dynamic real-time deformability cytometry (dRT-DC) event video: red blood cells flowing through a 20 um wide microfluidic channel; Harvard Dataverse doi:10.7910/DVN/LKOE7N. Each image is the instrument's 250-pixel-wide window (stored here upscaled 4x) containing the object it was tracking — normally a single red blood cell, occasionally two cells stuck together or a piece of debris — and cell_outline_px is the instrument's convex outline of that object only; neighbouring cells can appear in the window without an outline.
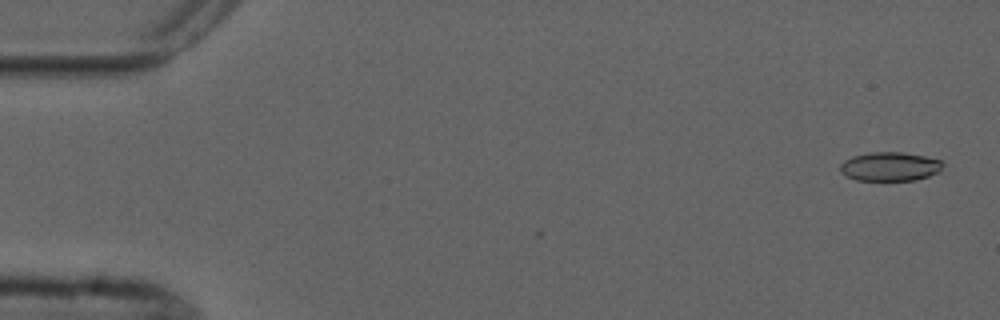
{"species": "common noctule bat (a hibernating species)", "species_latin": "Nyctalus noctula", "temperature_condition": "cold", "stored_images_in_passage": 2, "camera_frame_rate_fps": 3000, "um_per_image_px": 0.085, "animal": {"sex": "male", "forearm_length_mm": 52.5}, "frame": {"image": 1, "passage_image": 1, "time_ms": 0.0, "image_size_px": [1000, 320], "cell_outline_px": [[944, 164], [940, 172], [916, 180], [856, 180], [844, 176], [840, 172], [840, 164], [844, 160], [852, 156], [872, 152], [900, 152], [924, 156], [940, 160]], "centroid_in_image_um": [75.62, 14.16], "position_along_channel_um": 9.4, "area_um2": 17.4}}